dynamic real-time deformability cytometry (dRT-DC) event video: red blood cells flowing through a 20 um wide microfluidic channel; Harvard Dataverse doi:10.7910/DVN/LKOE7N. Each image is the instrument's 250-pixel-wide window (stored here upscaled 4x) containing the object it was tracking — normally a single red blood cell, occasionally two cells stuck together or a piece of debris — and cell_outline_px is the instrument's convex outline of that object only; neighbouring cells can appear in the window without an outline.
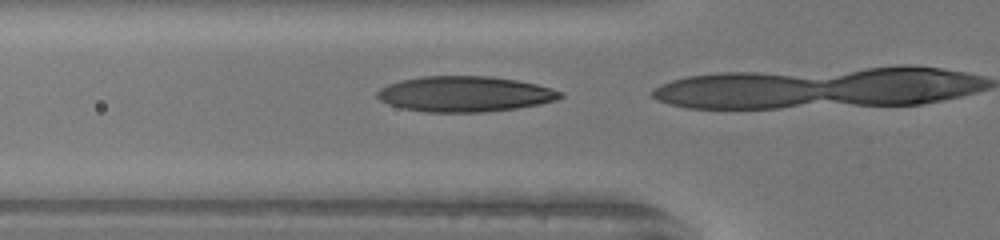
{"species": "human", "species_latin": "Homo sapiens", "temperature_condition": "warm", "stored_images_in_passage": 14, "camera_frame_rate_fps": 3000, "um_per_image_px": 0.085, "donor": {"sex": "female"}, "frame": {"image": 1, "passage_image": 13, "time_ms": 4.0, "image_size_px": [1000, 240], "cell_outline_px": [[564, 96], [556, 100], [540, 104], [516, 108], [484, 112], [424, 112], [400, 108], [388, 104], [380, 100], [376, 96], [376, 92], [380, 88], [388, 84], [400, 80], [420, 76], [492, 76], [516, 80], [536, 84], [552, 88], [564, 92]], "centroid_in_image_um": [39.5, 7.99], "position_along_channel_um": 86.3, "area_um2": 38.21}}